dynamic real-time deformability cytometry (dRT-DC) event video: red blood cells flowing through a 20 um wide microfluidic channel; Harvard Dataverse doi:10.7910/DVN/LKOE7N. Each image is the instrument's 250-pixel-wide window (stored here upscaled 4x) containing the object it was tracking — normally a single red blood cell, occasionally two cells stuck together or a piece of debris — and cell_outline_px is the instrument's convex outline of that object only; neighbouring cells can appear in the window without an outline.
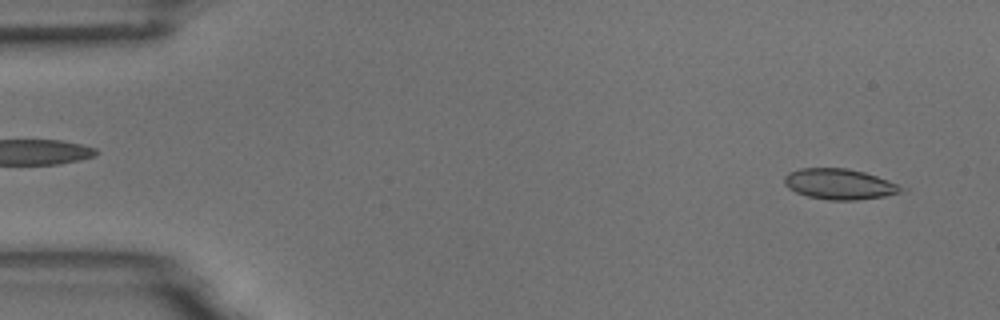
{"species": "common noctule bat (a hibernating species)", "species_latin": "Nyctalus noctula", "temperature_condition": "room temperature", "stored_images_in_passage": 53, "camera_frame_rate_fps": 3000, "um_per_image_px": 0.085, "animal": {"sex": "male", "body_mass_g": 18.8}, "frame": {"image": 1, "passage_image": 3, "time_ms": 0.667, "image_size_px": [1000, 320], "cell_outline_px": [[908, 192], [884, 196], [856, 200], [828, 200], [808, 196], [796, 192], [788, 188], [784, 184], [784, 176], [788, 172], [800, 168], [848, 168], [864, 172], [888, 180], [908, 188]], "centroid_in_image_um": [71.4, 15.65], "position_along_channel_um": 13.6, "area_um2": 21.15}}
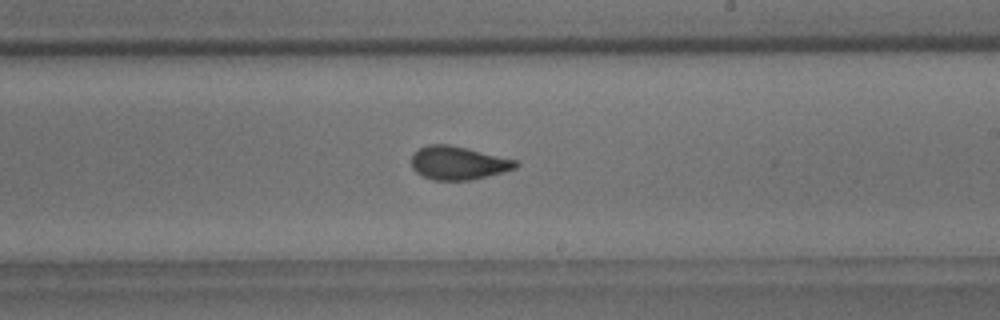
{"frame": {"image": 2, "passage_image": 31, "time_ms": 10.0, "image_size_px": [1000, 320], "cell_outline_px": [[520, 164], [516, 168], [504, 172], [472, 180], [432, 180], [416, 172], [412, 168], [412, 152], [428, 144], [448, 144], [468, 148], [516, 160]], "centroid_in_image_um": [38.95, 13.85], "position_along_channel_um": 250.1, "area_um2": 20.4}}
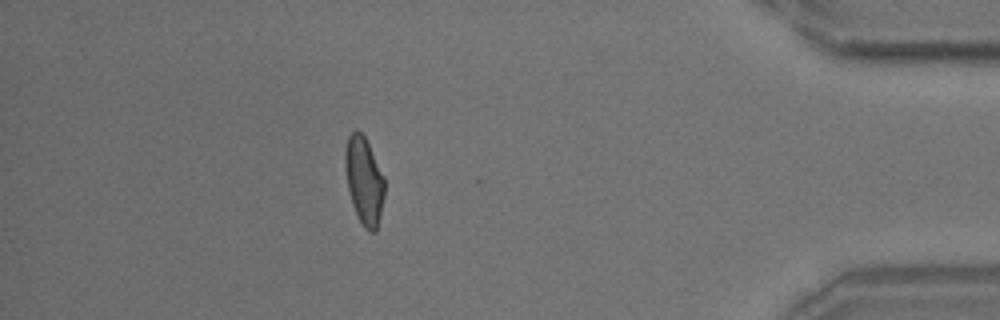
{"frame": {"image": 3, "passage_image": 47, "time_ms": 15.333, "image_size_px": [1000, 320], "cell_outline_px": [[384, 196], [376, 232], [368, 232], [364, 228], [352, 204], [348, 188], [344, 168], [344, 152], [348, 136], [356, 128], [364, 136], [384, 176]], "centroid_in_image_um": [30.93, 15.34], "position_along_channel_um": 404.3, "area_um2": 20.0}, "authors_computed_cell_mechanics": {"area_um2": 20.519, "velocity_mm_per_s": 3.7389, "shape_relaxation_time_tau1_ms": 7.6537, "shape_relaxation_time_tau2_ms": 1.1276, "deformation_change_tau1": 0.1906, "deformation_change_tau2": 0.0746}}